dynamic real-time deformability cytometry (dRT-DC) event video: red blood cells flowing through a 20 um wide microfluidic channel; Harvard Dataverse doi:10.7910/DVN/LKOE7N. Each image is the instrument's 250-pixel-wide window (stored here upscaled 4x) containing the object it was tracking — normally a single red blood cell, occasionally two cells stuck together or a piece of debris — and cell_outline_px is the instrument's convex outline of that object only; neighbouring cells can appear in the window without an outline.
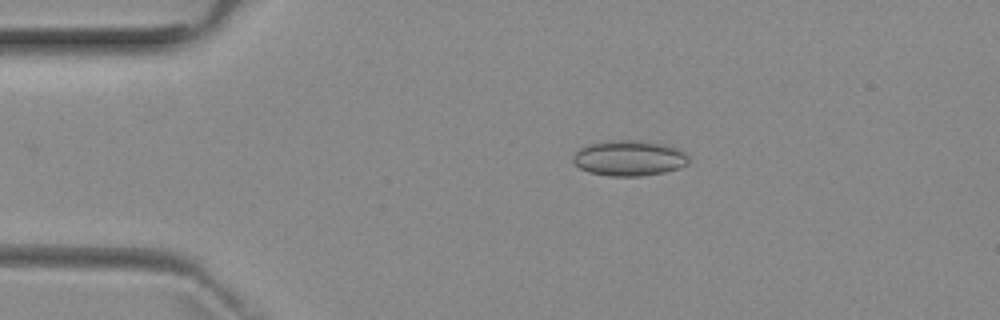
{"species": "common noctule bat (a hibernating species)", "species_latin": "Nyctalus noctula", "temperature_condition": "room temperature", "stored_images_in_passage": 6, "camera_frame_rate_fps": 3000, "um_per_image_px": 0.085, "animal": {"sex": "female", "body_mass_g": 29.2, "forearm_length_mm": 56.3}, "frame": {"image": 1, "passage_image": 3, "time_ms": 2.333, "image_size_px": [1000, 320], "cell_outline_px": [[688, 164], [680, 168], [664, 172], [640, 176], [608, 176], [588, 172], [580, 168], [572, 160], [572, 156], [580, 148], [592, 144], [620, 140], [640, 140], [668, 144], [684, 152], [688, 156]], "centroid_in_image_um": [53.51, 13.45], "position_along_channel_um": 31.5, "area_um2": 23.87}}
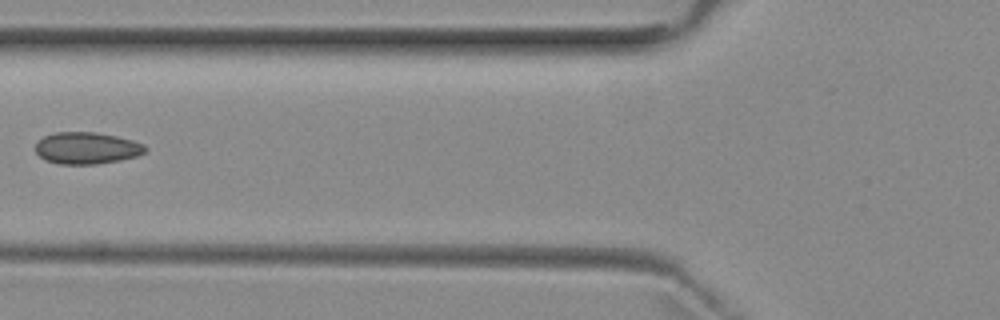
{"frame": {"image": 2, "passage_image": 5, "time_ms": 5.667, "image_size_px": [1000, 320], "cell_outline_px": [[148, 148], [144, 152], [136, 156], [120, 160], [96, 164], [60, 164], [44, 160], [36, 152], [36, 144], [44, 136], [56, 132], [96, 132], [116, 136], [132, 140], [144, 144]], "centroid_in_image_um": [7.38, 12.59], "position_along_channel_um": 118.4, "area_um2": 20.29}}
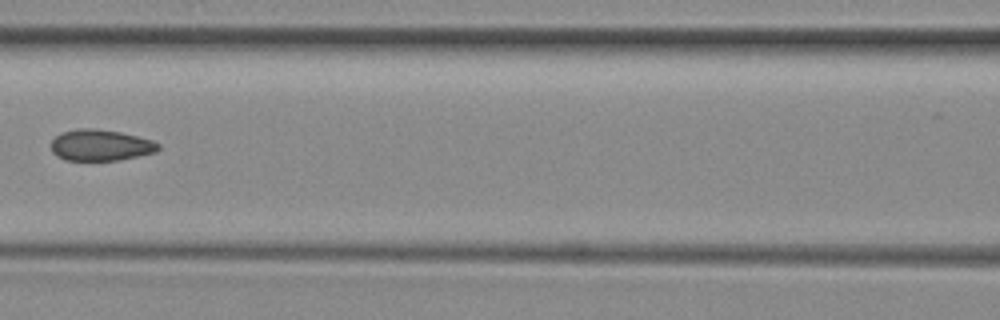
{"frame": {"image": 3, "passage_image": 6, "time_ms": 6.667, "image_size_px": [1000, 320], "cell_outline_px": [[160, 148], [156, 152], [116, 160], [64, 160], [56, 156], [52, 152], [52, 140], [60, 132], [76, 128], [96, 128], [120, 132], [152, 140], [160, 144]], "centroid_in_image_um": [8.52, 12.33], "position_along_channel_um": 158.1, "area_um2": 19.54}}